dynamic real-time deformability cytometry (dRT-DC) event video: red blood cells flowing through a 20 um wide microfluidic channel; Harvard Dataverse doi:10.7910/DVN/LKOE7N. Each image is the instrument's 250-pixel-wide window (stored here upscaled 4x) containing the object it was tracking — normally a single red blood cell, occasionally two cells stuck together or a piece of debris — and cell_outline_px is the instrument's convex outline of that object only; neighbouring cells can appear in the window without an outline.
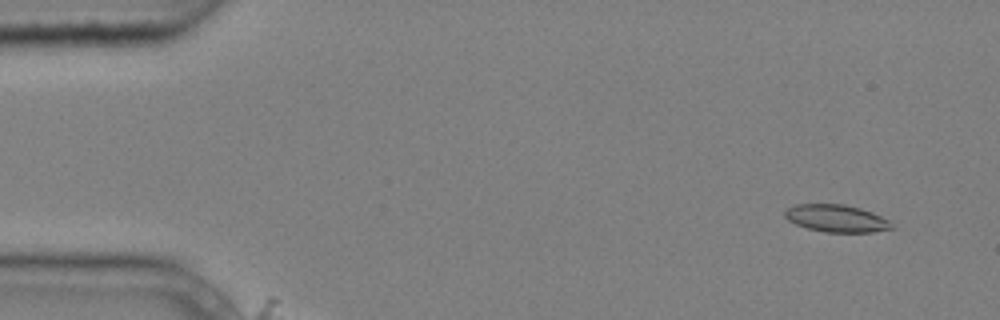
{"species": "common noctule bat (a hibernating species)", "species_latin": "Nyctalus noctula", "temperature_condition": "cold", "stored_images_in_passage": 7, "camera_frame_rate_fps": 3000, "um_per_image_px": 0.085, "animal": {"sex": "male", "body_mass_g": 20.4}, "frame": {"image": 1, "passage_image": 1, "time_ms": 0.0, "image_size_px": [1000, 320], "cell_outline_px": [[896, 228], [872, 232], [824, 232], [808, 228], [796, 224], [788, 220], [784, 216], [784, 212], [788, 208], [796, 204], [844, 204], [860, 208], [872, 212], [888, 220]], "centroid_in_image_um": [71.1, 18.56], "position_along_channel_um": 13.9, "area_um2": 16.99}}